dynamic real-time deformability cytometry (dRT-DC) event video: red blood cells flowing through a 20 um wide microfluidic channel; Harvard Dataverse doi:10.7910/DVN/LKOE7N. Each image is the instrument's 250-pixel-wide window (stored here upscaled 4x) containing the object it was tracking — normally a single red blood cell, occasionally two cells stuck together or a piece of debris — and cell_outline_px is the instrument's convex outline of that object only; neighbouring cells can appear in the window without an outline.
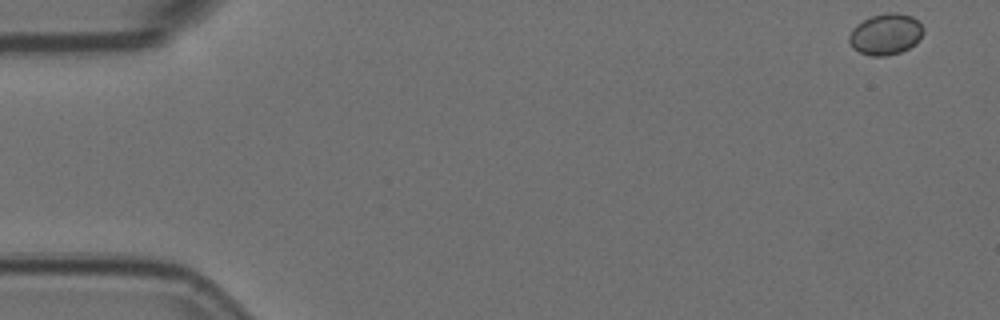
{"species": "Egyptian fruit bat (a non-hibernating species)", "species_latin": "Rousettus aegyptiacus", "temperature_condition": "room temperature", "stored_images_in_passage": 4, "camera_frame_rate_fps": 3000, "um_per_image_px": 0.085, "animal": {"sex": "female"}, "frame": {"image": 1, "passage_image": 1, "time_ms": 0.0, "image_size_px": [1000, 320], "cell_outline_px": [[924, 32], [920, 40], [916, 44], [900, 52], [888, 56], [872, 56], [860, 52], [852, 48], [848, 40], [848, 36], [852, 28], [856, 24], [872, 16], [888, 12], [896, 12], [912, 16], [924, 28]], "centroid_in_image_um": [75.28, 2.91], "position_along_channel_um": 9.7, "area_um2": 17.98}}